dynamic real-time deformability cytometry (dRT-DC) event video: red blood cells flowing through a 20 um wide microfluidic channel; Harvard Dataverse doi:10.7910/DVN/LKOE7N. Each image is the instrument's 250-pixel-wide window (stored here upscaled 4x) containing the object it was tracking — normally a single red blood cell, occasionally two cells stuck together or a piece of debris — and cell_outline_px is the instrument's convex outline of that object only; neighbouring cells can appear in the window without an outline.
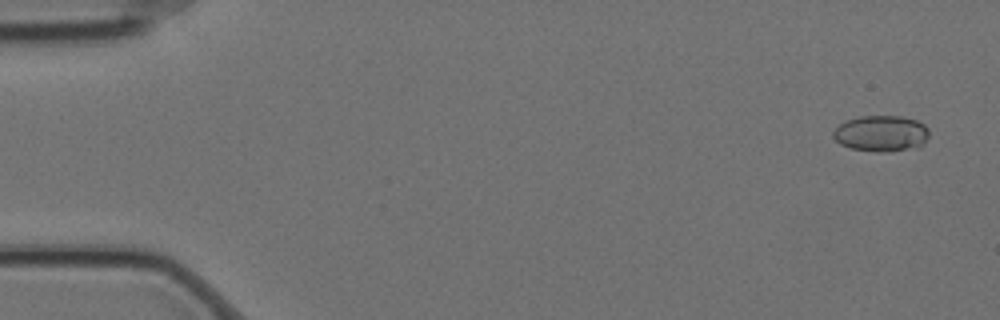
{"species": "Egyptian fruit bat (a non-hibernating species)", "species_latin": "Rousettus aegyptiacus", "temperature_condition": "cold", "stored_images_in_passage": 5, "camera_frame_rate_fps": 3000, "um_per_image_px": 0.085, "animal": {"sex": "female"}, "frame": {"image": 1, "passage_image": 1, "time_ms": 0.0, "image_size_px": [1000, 320], "cell_outline_px": [[928, 136], [924, 144], [920, 148], [880, 152], [876, 152], [852, 148], [840, 144], [832, 136], [832, 132], [840, 124], [848, 120], [860, 116], [900, 116], [916, 120], [924, 124], [928, 128]], "centroid_in_image_um": [74.93, 11.35], "position_along_channel_um": 10.1, "area_um2": 20.23}}
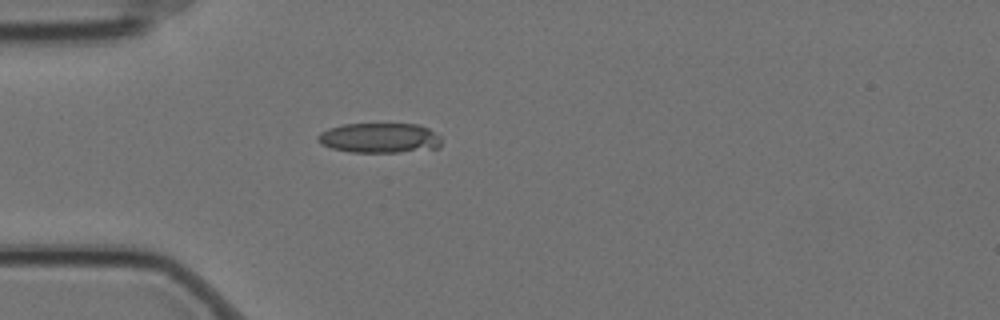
{"frame": {"image": 2, "passage_image": 5, "time_ms": 1.333, "image_size_px": [1000, 320], "cell_outline_px": [[440, 148], [400, 152], [348, 152], [332, 148], [320, 144], [316, 140], [316, 136], [320, 132], [328, 128], [344, 124], [416, 124], [428, 128], [440, 136]], "centroid_in_image_um": [32.23, 11.73], "position_along_channel_um": 52.8, "area_um2": 21.73}}